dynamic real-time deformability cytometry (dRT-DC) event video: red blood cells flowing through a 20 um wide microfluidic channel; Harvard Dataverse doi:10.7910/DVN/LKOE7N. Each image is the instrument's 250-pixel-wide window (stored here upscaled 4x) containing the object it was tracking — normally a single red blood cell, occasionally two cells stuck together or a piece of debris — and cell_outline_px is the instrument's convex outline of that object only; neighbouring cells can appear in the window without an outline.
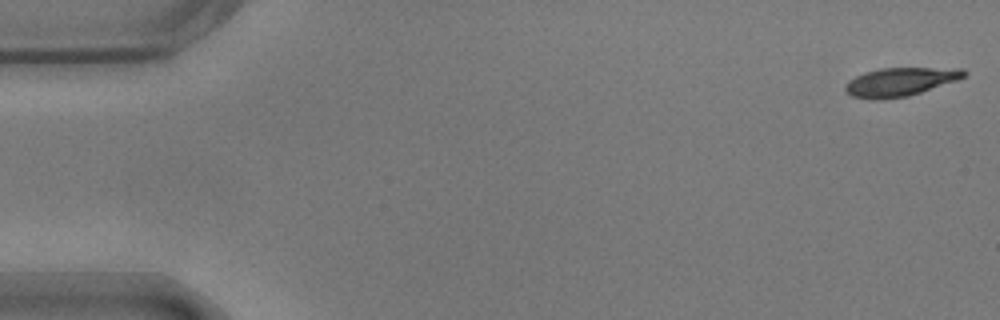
{"species": "common noctule bat (a hibernating species)", "species_latin": "Nyctalus noctula", "temperature_condition": "warm", "stored_images_in_passage": 55, "camera_frame_rate_fps": 3000, "um_per_image_px": 0.085, "animal": {"sex": "male", "body_mass_g": 17.9}, "frame": {"image": 1, "passage_image": 1, "time_ms": 0.0, "image_size_px": [1000, 320], "cell_outline_px": [[968, 72], [964, 76], [956, 80], [908, 96], [876, 100], [872, 100], [852, 96], [844, 88], [848, 80], [864, 72], [880, 68], [964, 68]], "centroid_in_image_um": [76.49, 6.95], "position_along_channel_um": 8.5, "area_um2": 19.59}}
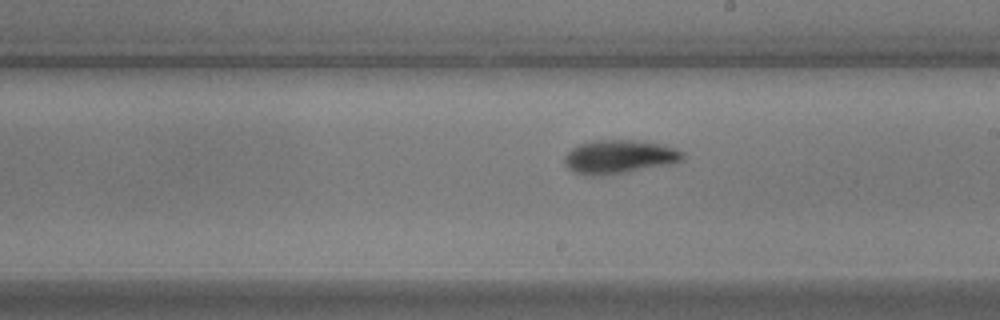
{"frame": {"image": 2, "passage_image": 31, "time_ms": 10.0, "image_size_px": [1000, 320], "cell_outline_px": [[684, 160], [668, 164], [624, 172], [592, 176], [572, 172], [564, 164], [564, 156], [572, 148], [580, 144], [592, 140], [636, 140], [664, 144], [676, 148], [684, 152]], "centroid_in_image_um": [52.63, 13.31], "position_along_channel_um": 236.4, "area_um2": 23.12}}
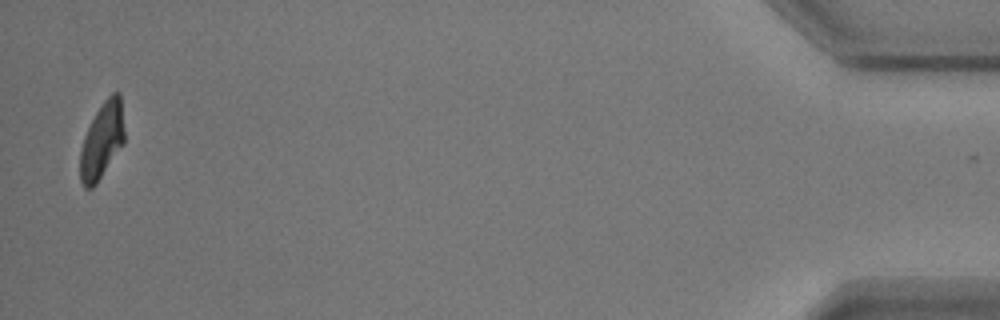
{"frame": {"image": 3, "passage_image": 54, "time_ms": 17.667, "image_size_px": [1000, 320], "cell_outline_px": [[124, 144], [96, 184], [92, 188], [84, 188], [80, 180], [80, 152], [84, 136], [96, 112], [104, 100], [112, 92], [120, 92], [124, 128]], "centroid_in_image_um": [8.67, 11.95], "position_along_channel_um": 426.5, "area_um2": 19.65}, "authors_computed_cell_mechanics": {"area_um2": 21.4438, "velocity_mm_per_s": 3.637, "shape_relaxation_time_tau1_ms": 3.377, "shape_relaxation_time_tau2_ms": 2.6765, "deformation_change_tau1": 0.1524, "deformation_change_tau2": 0.085}}